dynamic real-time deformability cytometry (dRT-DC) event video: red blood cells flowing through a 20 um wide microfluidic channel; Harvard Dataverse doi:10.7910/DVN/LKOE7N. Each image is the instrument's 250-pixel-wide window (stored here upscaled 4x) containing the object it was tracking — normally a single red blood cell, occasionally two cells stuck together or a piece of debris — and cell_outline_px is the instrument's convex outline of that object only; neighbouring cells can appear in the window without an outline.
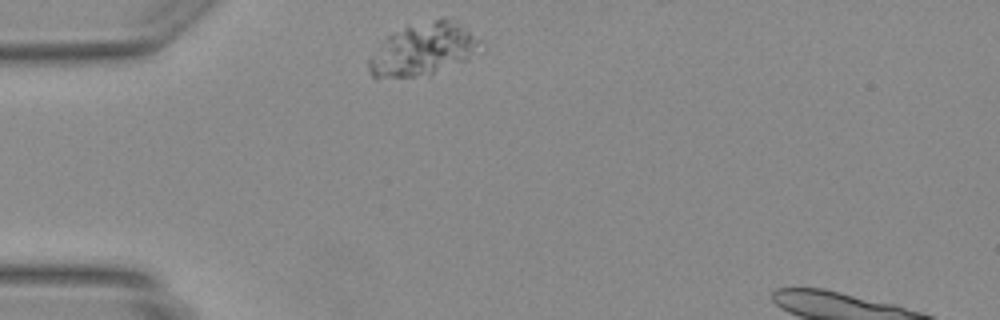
{"species": "Egyptian fruit bat (a non-hibernating species)", "species_latin": "Rousettus aegyptiacus", "temperature_condition": "warm", "stored_images_in_passage": 14, "camera_frame_rate_fps": 3000, "um_per_image_px": 0.085, "animal": {"sex": "female"}, "frame": {"image": 1, "passage_image": 1, "time_ms": 0.0, "image_size_px": [1000, 320], "cell_outline_px": [[484, 52], [468, 60], [428, 76], [376, 80], [368, 72], [368, 60], [384, 40], [392, 32], [408, 24], [440, 16], [456, 16], [484, 44]], "centroid_in_image_um": [36.08, 4.17], "position_along_channel_um": 48.9, "area_um2": 36.18}}